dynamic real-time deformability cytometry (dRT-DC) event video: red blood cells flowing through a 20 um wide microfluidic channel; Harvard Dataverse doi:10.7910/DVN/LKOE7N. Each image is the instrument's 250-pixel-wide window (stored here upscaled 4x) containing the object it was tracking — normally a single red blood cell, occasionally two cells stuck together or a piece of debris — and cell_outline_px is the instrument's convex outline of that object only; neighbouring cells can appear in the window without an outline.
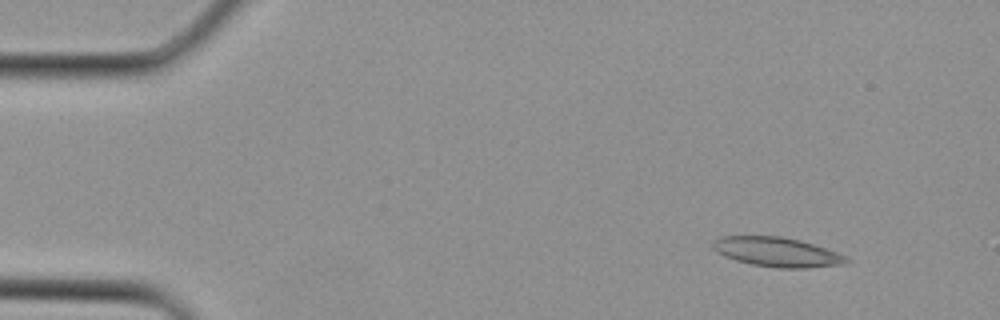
{"species": "Egyptian fruit bat (a non-hibernating species)", "species_latin": "Rousettus aegyptiacus", "temperature_condition": "cold", "stored_images_in_passage": 3, "camera_frame_rate_fps": 3000, "um_per_image_px": 0.085, "animal": {"sex": "female"}, "frame": {"image": 1, "passage_image": 1, "time_ms": 0.0, "image_size_px": [1000, 320], "cell_outline_px": [[852, 260], [848, 264], [808, 268], [776, 268], [752, 264], [736, 260], [724, 256], [716, 252], [712, 248], [712, 240], [720, 236], [780, 236], [800, 240], [836, 252]], "centroid_in_image_um": [66.03, 21.43], "position_along_channel_um": 19.0, "area_um2": 23.06}}